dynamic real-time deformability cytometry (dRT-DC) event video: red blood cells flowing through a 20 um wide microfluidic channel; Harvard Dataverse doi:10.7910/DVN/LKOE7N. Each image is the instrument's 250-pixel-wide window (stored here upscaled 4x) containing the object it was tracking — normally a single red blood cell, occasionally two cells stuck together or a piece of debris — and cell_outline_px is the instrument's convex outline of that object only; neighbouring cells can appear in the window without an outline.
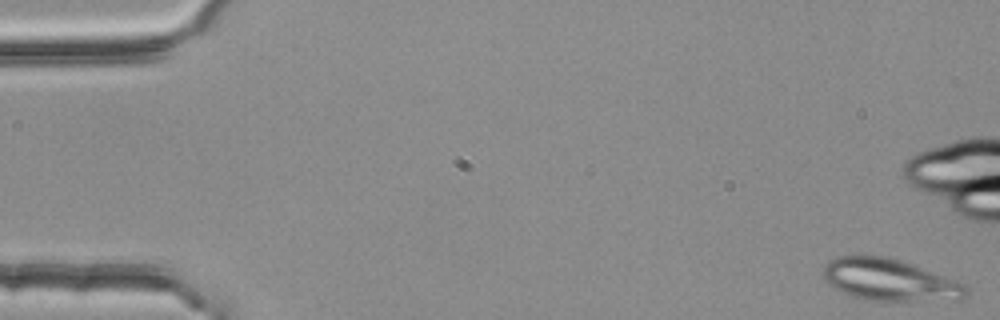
{"species": "common noctule bat (a hibernating species)", "species_latin": "Nyctalus noctula", "temperature_condition": "room temperature", "stored_images_in_passage": 52, "camera_frame_rate_fps": 3000, "um_per_image_px": 0.085, "animal": {"sex": "female", "body_mass_g": 25.1}, "frame": {"image": 1, "passage_image": 1, "time_ms": 0.0, "image_size_px": [1000, 320], "cell_outline_px": [[968, 296], [960, 300], [864, 300], [852, 296], [832, 288], [824, 280], [824, 264], [828, 260], [836, 256], [856, 252], [888, 256], [900, 260], [964, 284], [968, 288]], "centroid_in_image_um": [75.52, 23.75], "position_along_channel_um": 9.5, "area_um2": 35.43}}
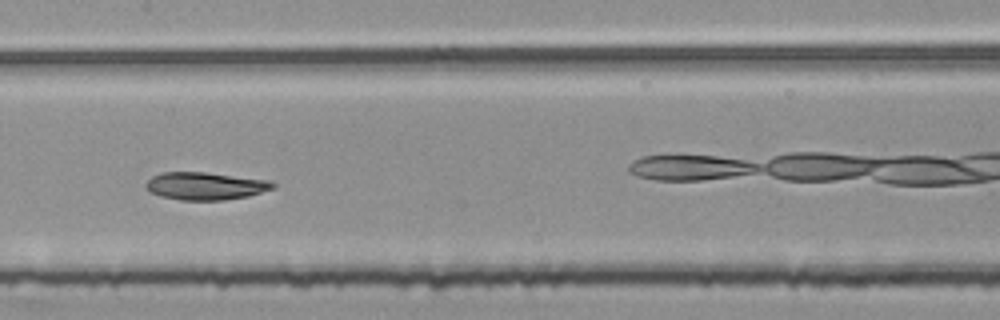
{"frame": {"image": 2, "passage_image": 27, "time_ms": 8.667, "image_size_px": [1000, 320], "cell_outline_px": [[276, 188], [248, 196], [224, 200], [180, 200], [160, 196], [152, 192], [144, 184], [152, 176], [160, 172], [204, 172], [272, 180], [276, 184]], "centroid_in_image_um": [17.5, 15.8], "position_along_channel_um": 189.9, "area_um2": 20.58}}
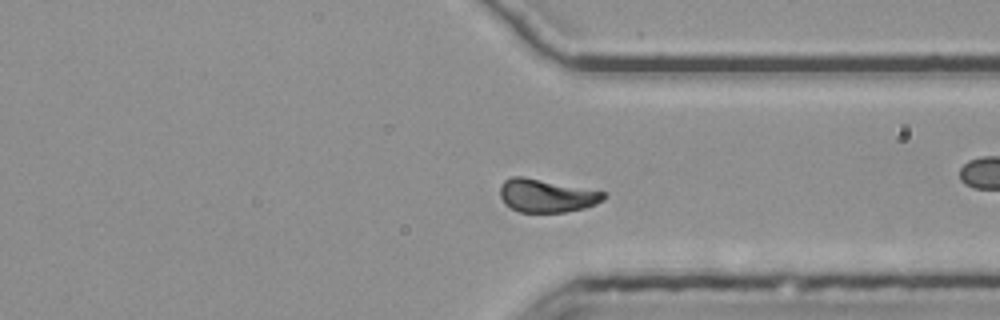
{"frame": {"image": 3, "passage_image": 41, "time_ms": 13.333, "image_size_px": [1000, 320], "cell_outline_px": [[608, 196], [604, 200], [596, 204], [584, 208], [564, 212], [520, 212], [504, 204], [500, 196], [500, 184], [504, 180], [512, 176], [524, 176], [608, 192]], "centroid_in_image_um": [46.48, 16.62], "position_along_channel_um": 364.9, "area_um2": 20.35}, "authors_computed_cell_mechanics": {"area_um2": 20.6635, "velocity_mm_per_s": 3.7664, "shape_relaxation_time_tau1_ms": null, "shape_relaxation_time_tau2_ms": 0.7192, "deformation_change_tau1": null, "deformation_change_tau2": 0.048}}